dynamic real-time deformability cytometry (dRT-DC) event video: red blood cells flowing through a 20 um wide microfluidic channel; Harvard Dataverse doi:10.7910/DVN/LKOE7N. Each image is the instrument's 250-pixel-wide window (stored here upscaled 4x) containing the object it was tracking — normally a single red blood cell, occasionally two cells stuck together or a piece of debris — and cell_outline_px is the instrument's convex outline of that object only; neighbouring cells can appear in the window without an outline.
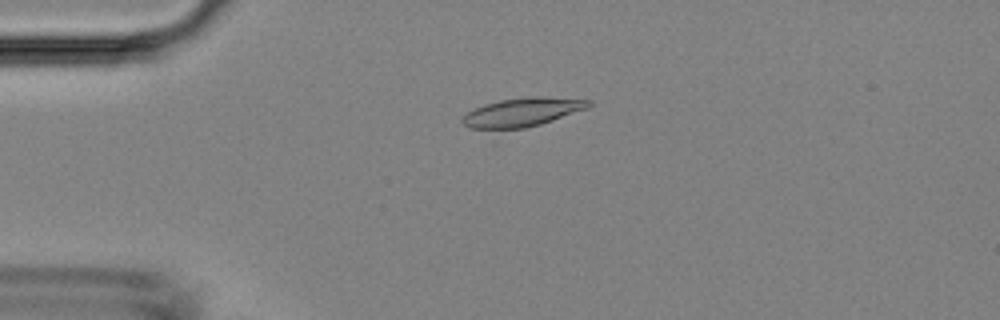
{"species": "Egyptian fruit bat (a non-hibernating species)", "species_latin": "Rousettus aegyptiacus", "temperature_condition": "room temperature", "stored_images_in_passage": 6, "camera_frame_rate_fps": 3000, "um_per_image_px": 0.085, "animal": {"sex": "female"}, "frame": {"image": 1, "passage_image": 5, "time_ms": 4.667, "image_size_px": [1000, 320], "cell_outline_px": [[592, 104], [588, 108], [540, 124], [524, 128], [468, 128], [460, 120], [468, 112], [484, 104], [500, 100], [528, 96], [540, 96], [592, 100]], "centroid_in_image_um": [44.42, 9.51], "position_along_channel_um": 40.6, "area_um2": 20.87}}